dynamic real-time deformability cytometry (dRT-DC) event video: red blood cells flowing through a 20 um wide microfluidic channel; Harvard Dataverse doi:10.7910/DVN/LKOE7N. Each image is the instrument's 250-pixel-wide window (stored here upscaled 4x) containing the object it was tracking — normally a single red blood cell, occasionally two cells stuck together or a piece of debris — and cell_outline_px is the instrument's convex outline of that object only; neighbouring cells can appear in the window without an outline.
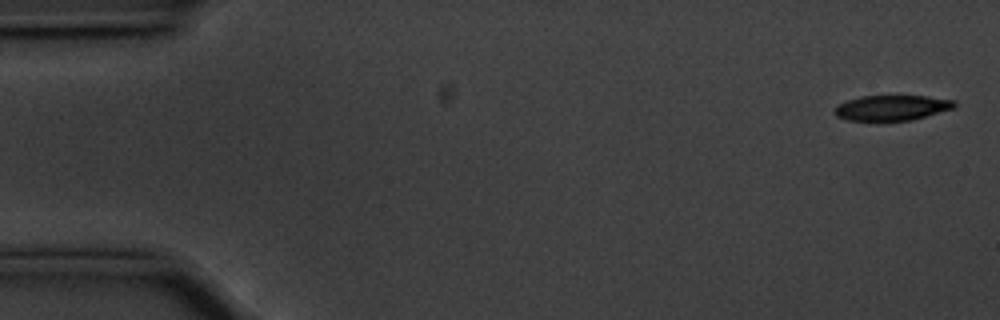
{"species": "common noctule bat (a hibernating species)", "species_latin": "Nyctalus noctula", "temperature_condition": "cold", "stored_images_in_passage": 56, "camera_frame_rate_fps": 3000, "um_per_image_px": 0.085, "animal": {"sex": "male", "body_mass_g": 20.1, "forearm_length_mm": 53.5}, "frame": {"image": 1, "passage_image": 2, "time_ms": 0.333, "image_size_px": [1000, 320], "cell_outline_px": [[956, 104], [952, 108], [912, 120], [876, 124], [848, 120], [836, 116], [832, 112], [836, 104], [860, 96], [924, 96], [956, 100]], "centroid_in_image_um": [75.69, 9.21], "position_along_channel_um": 9.3, "area_um2": 18.44}}
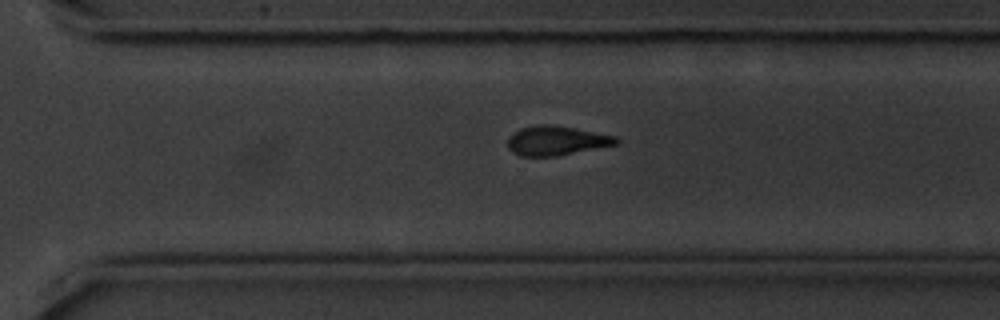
{"frame": {"image": 2, "passage_image": 39, "time_ms": 12.667, "image_size_px": [1000, 320], "cell_outline_px": [[620, 144], [556, 156], [520, 156], [512, 152], [508, 148], [508, 140], [520, 128], [536, 124], [552, 124], [616, 136], [620, 140]], "centroid_in_image_um": [47.32, 11.96], "position_along_channel_um": 323.3, "area_um2": 18.55}}
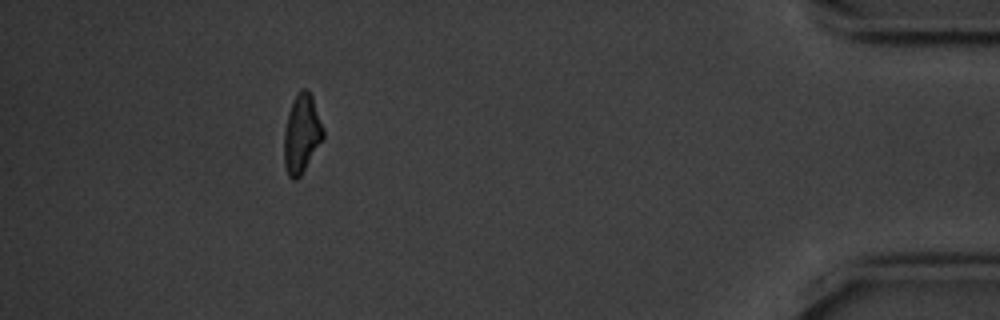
{"frame": {"image": 3, "passage_image": 51, "time_ms": 16.667, "image_size_px": [1000, 320], "cell_outline_px": [[324, 140], [300, 176], [296, 180], [292, 180], [288, 176], [284, 164], [284, 132], [288, 112], [292, 100], [300, 88], [308, 88], [312, 96], [324, 128]], "centroid_in_image_um": [25.65, 11.36], "position_along_channel_um": 409.5, "area_um2": 18.32}}